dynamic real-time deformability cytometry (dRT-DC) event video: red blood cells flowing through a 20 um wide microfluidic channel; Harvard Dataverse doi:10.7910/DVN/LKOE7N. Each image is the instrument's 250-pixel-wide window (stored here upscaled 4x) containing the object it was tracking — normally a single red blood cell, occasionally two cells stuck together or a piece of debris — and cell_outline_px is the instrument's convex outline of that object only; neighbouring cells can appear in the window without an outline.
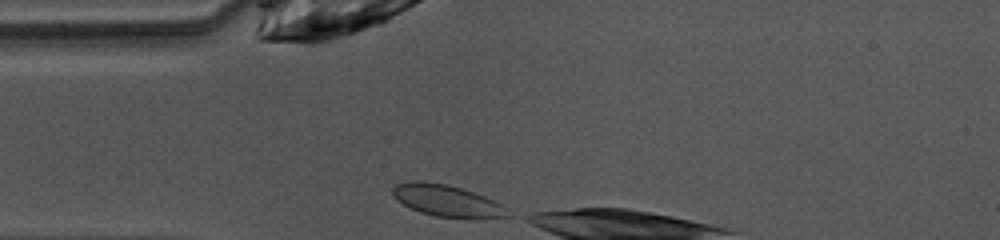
{"species": "common noctule bat (a hibernating species)", "species_latin": "Nyctalus noctula", "temperature_condition": "warm", "stored_images_in_passage": 5, "camera_frame_rate_fps": 3000, "um_per_image_px": 0.085, "animal": {"sex": "female", "body_mass_g": 10.0, "forearm_length_mm": 53.1}, "frame": {"image": 1, "passage_image": 1, "time_ms": 0.0, "image_size_px": [1000, 240], "cell_outline_px": [[512, 216], [476, 220], [472, 220], [436, 216], [420, 212], [396, 200], [392, 196], [392, 188], [396, 184], [412, 180], [416, 180], [444, 184], [460, 188], [484, 196], [500, 204]], "centroid_in_image_um": [37.99, 17.09], "position_along_channel_um": 47.0, "area_um2": 21.39}}
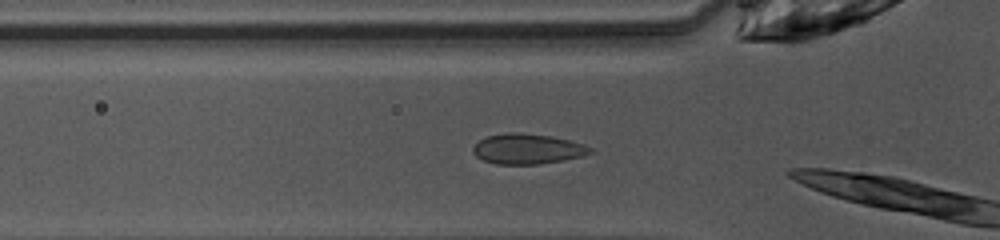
{"frame": {"image": 2, "passage_image": 4, "time_ms": 1.0, "image_size_px": [1000, 240], "cell_outline_px": [[592, 152], [584, 156], [536, 164], [496, 164], [484, 160], [476, 156], [472, 152], [472, 148], [480, 140], [488, 136], [512, 132], [516, 132], [552, 136], [584, 144], [592, 148]], "centroid_in_image_um": [44.83, 12.65], "position_along_channel_um": 81.0, "area_um2": 20.4}}